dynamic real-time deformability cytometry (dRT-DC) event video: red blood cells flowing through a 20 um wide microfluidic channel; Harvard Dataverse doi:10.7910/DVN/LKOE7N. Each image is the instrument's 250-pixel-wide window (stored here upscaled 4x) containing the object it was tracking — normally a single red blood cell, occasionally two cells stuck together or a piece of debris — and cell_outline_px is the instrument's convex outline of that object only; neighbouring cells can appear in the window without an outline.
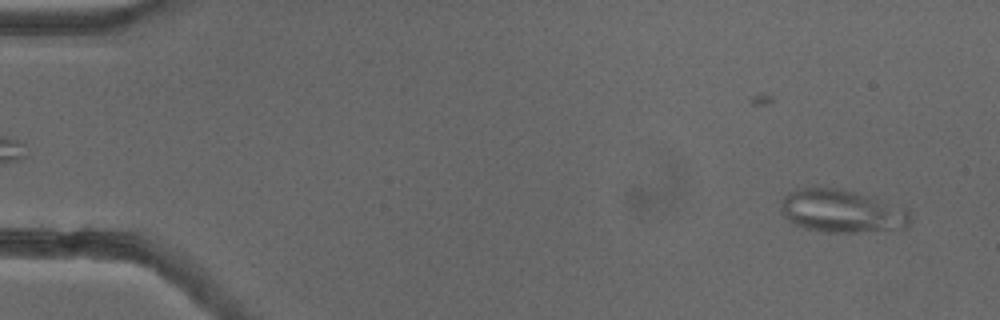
{"species": "common noctule bat (a hibernating species)", "species_latin": "Nyctalus noctula", "temperature_condition": "cold", "stored_images_in_passage": 53, "camera_frame_rate_fps": 3000, "um_per_image_px": 0.085, "animal": {"sex": "female"}, "frame": {"image": 1, "passage_image": 3, "time_ms": 0.667, "image_size_px": [1000, 320], "cell_outline_px": [[912, 220], [908, 228], [860, 232], [824, 232], [804, 228], [792, 224], [780, 212], [780, 200], [788, 192], [796, 188], [836, 188], [856, 192], [908, 208]], "centroid_in_image_um": [71.55, 17.95], "position_along_channel_um": 13.5, "area_um2": 32.89}}
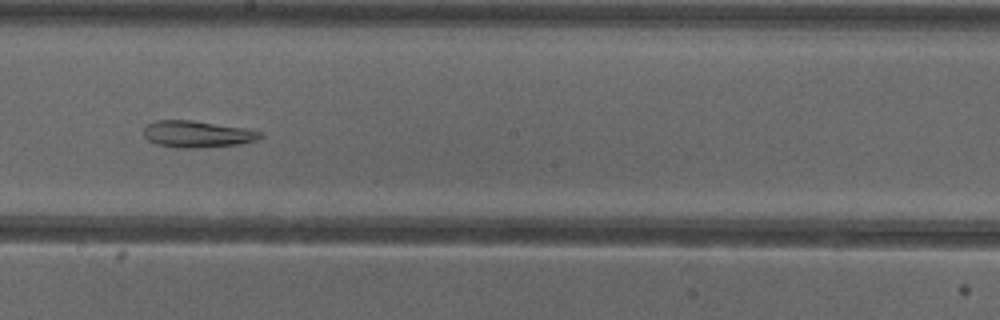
{"frame": {"image": 2, "passage_image": 30, "time_ms": 9.667, "image_size_px": [1000, 320], "cell_outline_px": [[260, 136], [256, 140], [240, 144], [196, 148], [176, 148], [156, 144], [148, 140], [144, 136], [144, 128], [148, 124], [156, 120], [192, 120], [248, 128], [260, 132]], "centroid_in_image_um": [16.74, 11.4], "position_along_channel_um": 231.5, "area_um2": 18.15}}
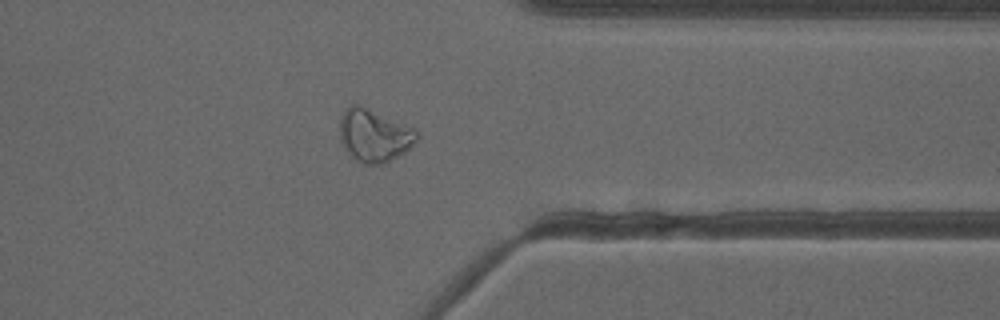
{"frame": {"image": 3, "passage_image": 42, "time_ms": 13.667, "image_size_px": [1000, 320], "cell_outline_px": [[420, 136], [404, 152], [380, 164], [364, 164], [356, 160], [344, 148], [340, 140], [340, 116], [352, 104], [360, 104], [412, 128]], "centroid_in_image_um": [31.76, 11.5], "position_along_channel_um": 379.6, "area_um2": 23.12}}